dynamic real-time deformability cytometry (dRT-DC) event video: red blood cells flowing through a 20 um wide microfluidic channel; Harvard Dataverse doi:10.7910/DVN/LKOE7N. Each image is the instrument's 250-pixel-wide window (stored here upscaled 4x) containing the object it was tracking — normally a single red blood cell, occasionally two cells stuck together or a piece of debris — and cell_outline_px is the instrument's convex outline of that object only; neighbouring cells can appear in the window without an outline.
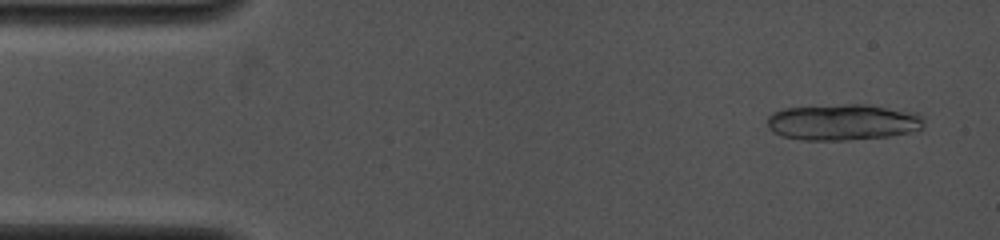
{"species": "common noctule bat (a hibernating species)", "species_latin": "Nyctalus noctula", "temperature_condition": "cold", "stored_images_in_passage": 6, "camera_frame_rate_fps": 4000, "um_per_image_px": 0.085, "animal": {"sex": "female", "body_mass_g": 19.0, "forearm_length_mm": 53.3}, "frame": {"image": 1, "passage_image": 2, "time_ms": 0.5, "image_size_px": [1000, 240], "cell_outline_px": [[924, 124], [920, 128], [908, 132], [888, 136], [848, 140], [800, 140], [784, 136], [772, 132], [768, 128], [768, 116], [772, 112], [784, 108], [844, 104], [868, 104], [916, 112], [924, 116]], "centroid_in_image_um": [71.64, 10.37], "position_along_channel_um": 13.4, "area_um2": 33.18}}